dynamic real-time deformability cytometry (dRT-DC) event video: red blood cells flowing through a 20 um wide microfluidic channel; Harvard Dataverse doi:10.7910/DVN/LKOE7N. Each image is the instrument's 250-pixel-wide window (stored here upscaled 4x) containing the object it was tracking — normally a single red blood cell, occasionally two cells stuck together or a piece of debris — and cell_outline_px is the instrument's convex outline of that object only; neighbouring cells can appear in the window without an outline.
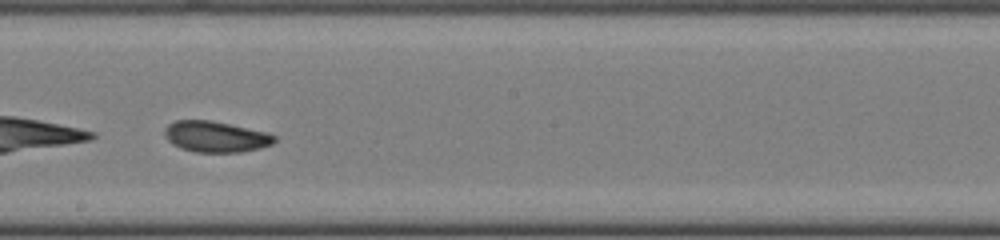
{"species": "common noctule bat (a hibernating species)", "species_latin": "Nyctalus noctula", "temperature_condition": "cold", "stored_images_in_passage": 32, "camera_frame_rate_fps": 3000, "um_per_image_px": 0.085, "animal": {"sex": "female", "body_mass_g": 22.0, "forearm_length_mm": 56.7}, "frame": {"image": 1, "passage_image": 14, "time_ms": 4.333, "image_size_px": [1000, 240], "cell_outline_px": [[276, 140], [272, 144], [260, 148], [240, 152], [196, 152], [180, 148], [172, 144], [164, 136], [164, 128], [168, 124], [176, 120], [208, 120], [228, 124], [264, 132], [276, 136]], "centroid_in_image_um": [18.28, 11.62], "position_along_channel_um": 229.9, "area_um2": 19.65}}
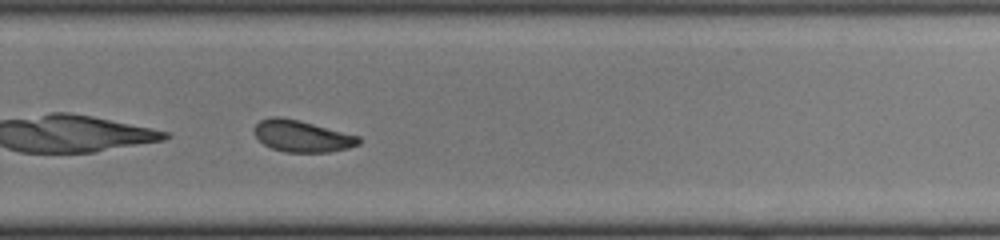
{"frame": {"image": 2, "passage_image": 19, "time_ms": 6.0, "image_size_px": [1000, 240], "cell_outline_px": [[360, 144], [348, 148], [328, 152], [284, 152], [272, 148], [264, 144], [252, 132], [252, 128], [260, 120], [272, 116], [280, 116], [300, 120], [360, 136]], "centroid_in_image_um": [25.65, 11.56], "position_along_channel_um": 304.2, "area_um2": 19.42}}